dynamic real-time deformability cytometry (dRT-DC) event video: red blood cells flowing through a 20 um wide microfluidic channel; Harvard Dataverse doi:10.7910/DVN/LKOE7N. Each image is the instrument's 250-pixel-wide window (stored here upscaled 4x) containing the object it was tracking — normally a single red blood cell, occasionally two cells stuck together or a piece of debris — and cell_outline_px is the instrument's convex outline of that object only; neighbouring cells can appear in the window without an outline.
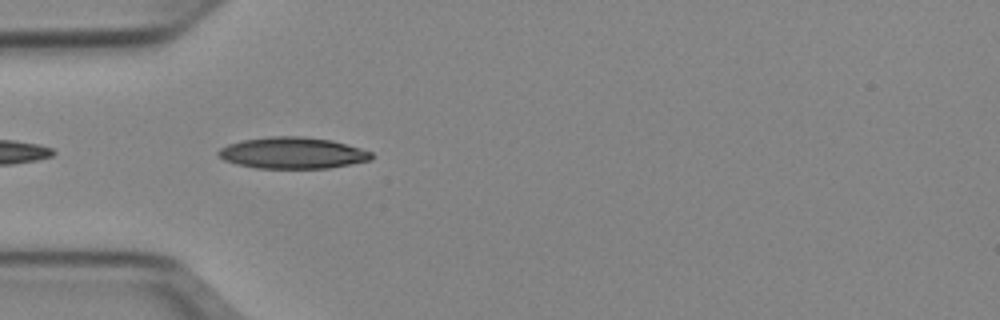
{"species": "Egyptian fruit bat (a non-hibernating species)", "species_latin": "Rousettus aegyptiacus", "temperature_condition": "cold", "stored_images_in_passage": 7, "camera_frame_rate_fps": 3000, "um_per_image_px": 0.085, "animal": {"sex": "female"}, "frame": {"image": 1, "passage_image": 2, "time_ms": 0.333, "image_size_px": [1000, 320], "cell_outline_px": [[372, 160], [328, 168], [256, 168], [236, 164], [224, 160], [216, 152], [220, 148], [228, 144], [244, 140], [272, 136], [304, 136], [332, 140], [360, 148], [372, 152]], "centroid_in_image_um": [24.87, 13.0], "position_along_channel_um": 60.1, "area_um2": 27.98}}
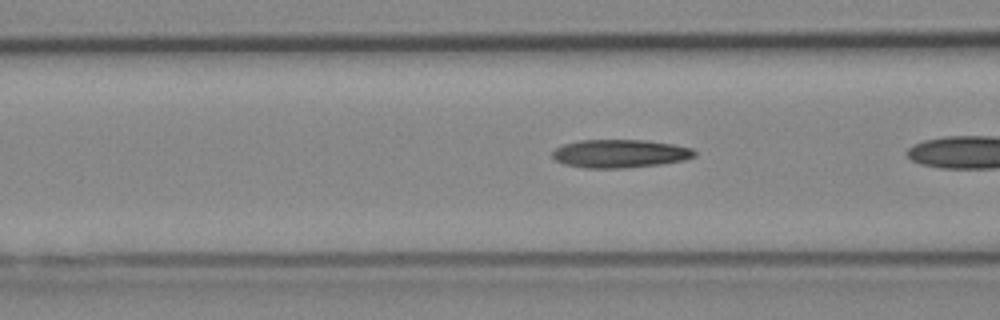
{"frame": {"image": 2, "passage_image": 4, "time_ms": 1.0, "image_size_px": [1000, 320], "cell_outline_px": [[696, 156], [684, 160], [660, 164], [624, 168], [584, 168], [564, 164], [556, 160], [552, 156], [552, 152], [556, 148], [564, 144], [580, 140], [644, 140], [672, 144], [692, 148], [696, 152]], "centroid_in_image_um": [52.69, 13.06], "position_along_channel_um": 113.9, "area_um2": 23.35}}